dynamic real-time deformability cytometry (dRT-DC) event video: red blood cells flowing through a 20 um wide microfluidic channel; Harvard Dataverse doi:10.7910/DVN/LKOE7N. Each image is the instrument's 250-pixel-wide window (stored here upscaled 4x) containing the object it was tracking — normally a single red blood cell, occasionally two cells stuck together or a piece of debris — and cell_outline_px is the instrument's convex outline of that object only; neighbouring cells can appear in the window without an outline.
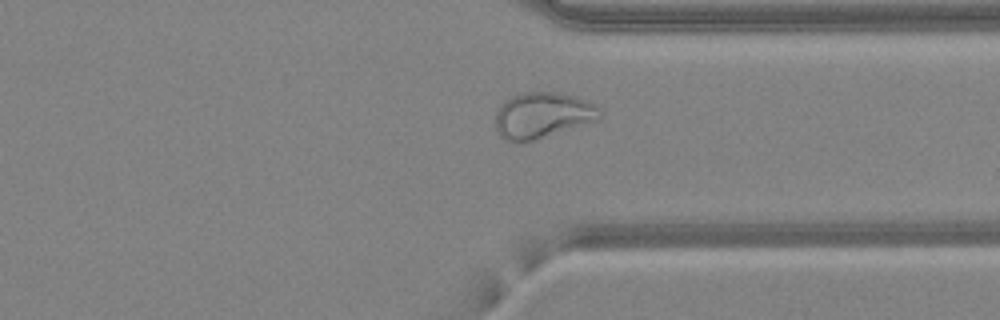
{"species": "common noctule bat (a hibernating species)", "species_latin": "Nyctalus noctula", "temperature_condition": "warm", "stored_images_in_passage": 46, "camera_frame_rate_fps": 3000, "um_per_image_px": 0.085, "animal": {"sex": "female", "body_mass_g": 24.6, "forearm_length_mm": 56.2}, "frame": {"image": 1, "passage_image": 37, "time_ms": 12.0, "image_size_px": [1000, 320], "cell_outline_px": [[604, 116], [600, 120], [520, 144], [512, 144], [500, 136], [496, 132], [496, 112], [500, 104], [504, 100], [512, 96], [524, 92], [552, 92], [572, 96], [584, 100], [600, 108], [604, 112]], "centroid_in_image_um": [46.1, 9.83], "position_along_channel_um": 365.3, "area_um2": 28.26}}
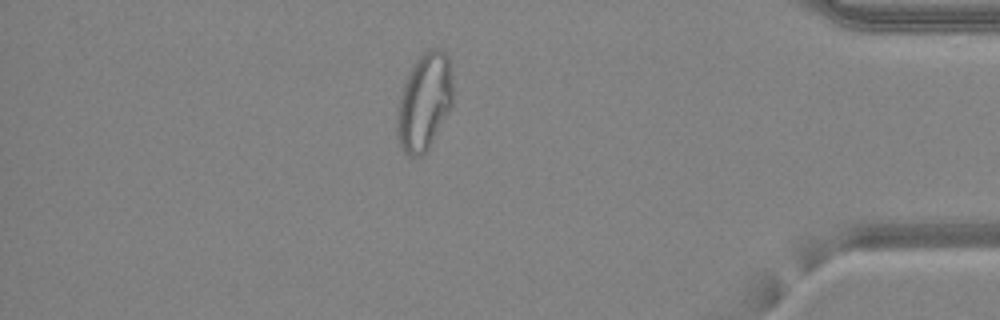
{"frame": {"image": 2, "passage_image": 42, "time_ms": 13.667, "image_size_px": [1000, 320], "cell_outline_px": [[452, 104], [448, 112], [428, 148], [420, 156], [408, 156], [400, 148], [396, 132], [396, 116], [400, 96], [408, 72], [416, 60], [428, 48], [440, 48], [448, 56], [452, 76]], "centroid_in_image_um": [36.05, 8.64], "position_along_channel_um": 399.2, "area_um2": 31.56}}